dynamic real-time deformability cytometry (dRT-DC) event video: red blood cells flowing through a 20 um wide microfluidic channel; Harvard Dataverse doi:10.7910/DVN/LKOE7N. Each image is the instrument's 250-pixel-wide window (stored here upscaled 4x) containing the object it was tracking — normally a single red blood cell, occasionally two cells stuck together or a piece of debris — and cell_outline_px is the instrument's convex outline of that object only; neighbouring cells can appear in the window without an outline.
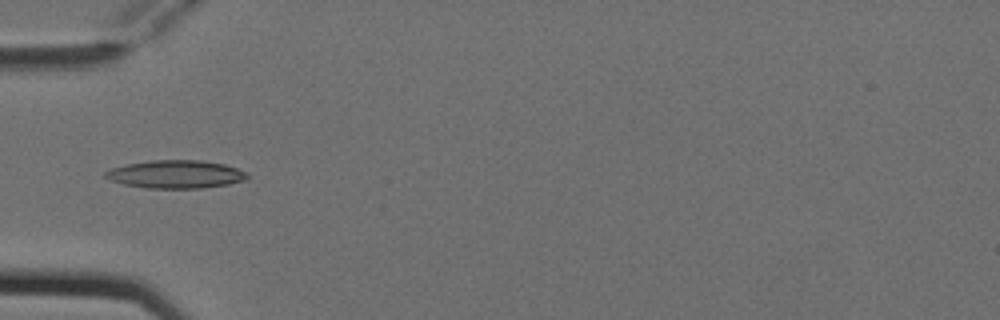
{"species": "Egyptian fruit bat (a non-hibernating species)", "species_latin": "Rousettus aegyptiacus", "temperature_condition": "cold", "stored_images_in_passage": 4, "camera_frame_rate_fps": 3000, "um_per_image_px": 0.085, "animal": {"sex": "female"}, "frame": {"image": 1, "passage_image": 3, "time_ms": 0.667, "image_size_px": [1000, 320], "cell_outline_px": [[248, 176], [244, 180], [228, 184], [204, 188], [148, 188], [124, 184], [108, 180], [104, 176], [104, 172], [112, 168], [128, 164], [152, 160], [200, 160], [224, 164], [248, 172]], "centroid_in_image_um": [14.93, 14.81], "position_along_channel_um": 70.1, "area_um2": 23.12}}
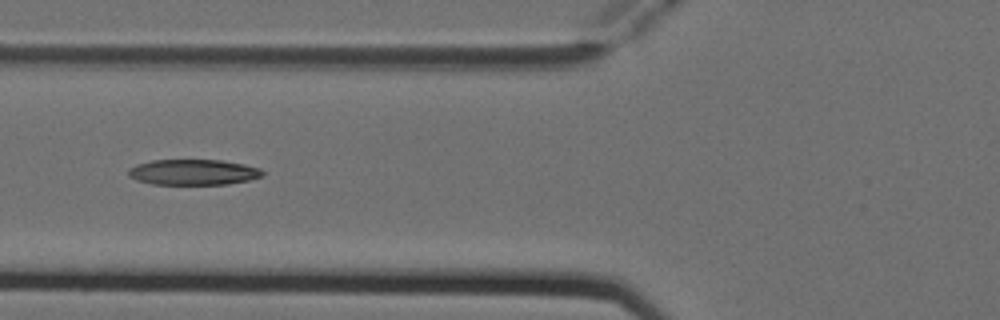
{"frame": {"image": 2, "passage_image": 4, "time_ms": 1.0, "image_size_px": [1000, 320], "cell_outline_px": [[264, 176], [248, 180], [228, 184], [152, 184], [136, 180], [128, 176], [128, 168], [136, 164], [152, 160], [220, 160], [244, 164], [260, 168], [264, 172]], "centroid_in_image_um": [16.42, 14.63], "position_along_channel_um": 109.4, "area_um2": 20.11}}